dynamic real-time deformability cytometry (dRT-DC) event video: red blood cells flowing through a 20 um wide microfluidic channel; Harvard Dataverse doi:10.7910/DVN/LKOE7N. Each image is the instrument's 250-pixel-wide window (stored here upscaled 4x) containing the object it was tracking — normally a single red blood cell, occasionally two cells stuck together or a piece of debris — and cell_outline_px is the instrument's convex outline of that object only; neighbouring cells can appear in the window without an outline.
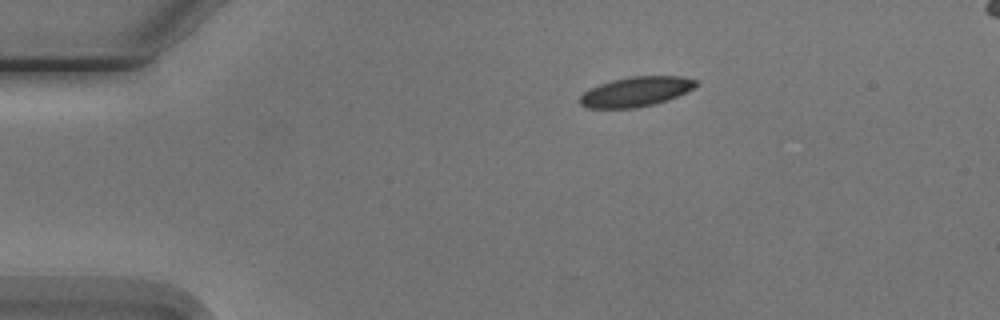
{"species": "Egyptian fruit bat (a non-hibernating species)", "species_latin": "Rousettus aegyptiacus", "temperature_condition": "cold", "stored_images_in_passage": 7, "camera_frame_rate_fps": 3000, "um_per_image_px": 0.085, "animal": {"sex": "male"}, "frame": {"image": 1, "passage_image": 1, "time_ms": 0.0, "image_size_px": [1000, 320], "cell_outline_px": [[700, 84], [676, 96], [652, 104], [636, 108], [588, 108], [580, 104], [580, 96], [584, 92], [600, 84], [612, 80], [632, 76], [684, 76], [696, 80]], "centroid_in_image_um": [54.05, 7.78], "position_along_channel_um": 31.0, "area_um2": 19.83}}
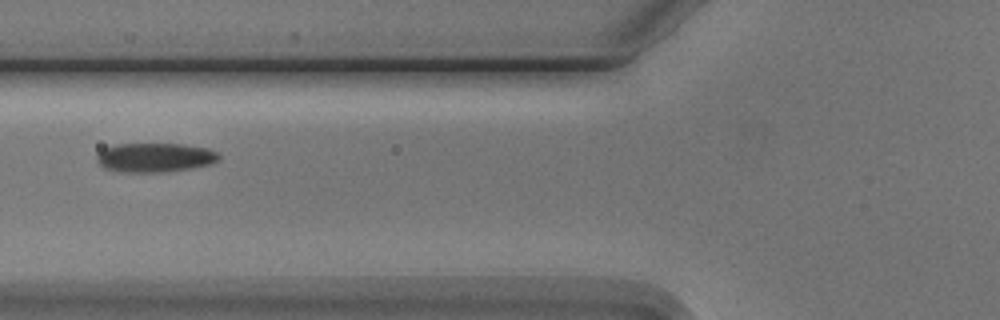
{"frame": {"image": 2, "passage_image": 4, "time_ms": 3.667, "image_size_px": [1000, 320], "cell_outline_px": [[220, 160], [212, 164], [164, 172], [120, 172], [104, 168], [96, 160], [96, 156], [104, 148], [116, 144], [184, 144], [208, 148], [216, 152], [220, 156]], "centroid_in_image_um": [13.17, 13.39], "position_along_channel_um": 112.6, "area_um2": 20.81}}
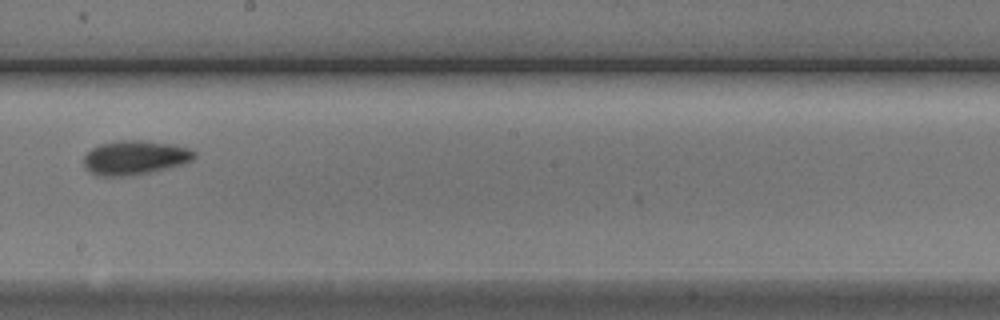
{"frame": {"image": 3, "passage_image": 7, "time_ms": 7.0, "image_size_px": [1000, 320], "cell_outline_px": [[196, 156], [192, 160], [184, 164], [168, 168], [148, 172], [120, 176], [96, 176], [88, 172], [84, 168], [84, 156], [92, 148], [100, 144], [120, 140], [140, 140], [176, 144], [188, 148], [196, 152]], "centroid_in_image_um": [11.46, 13.39], "position_along_channel_um": 236.7, "area_um2": 22.14}}